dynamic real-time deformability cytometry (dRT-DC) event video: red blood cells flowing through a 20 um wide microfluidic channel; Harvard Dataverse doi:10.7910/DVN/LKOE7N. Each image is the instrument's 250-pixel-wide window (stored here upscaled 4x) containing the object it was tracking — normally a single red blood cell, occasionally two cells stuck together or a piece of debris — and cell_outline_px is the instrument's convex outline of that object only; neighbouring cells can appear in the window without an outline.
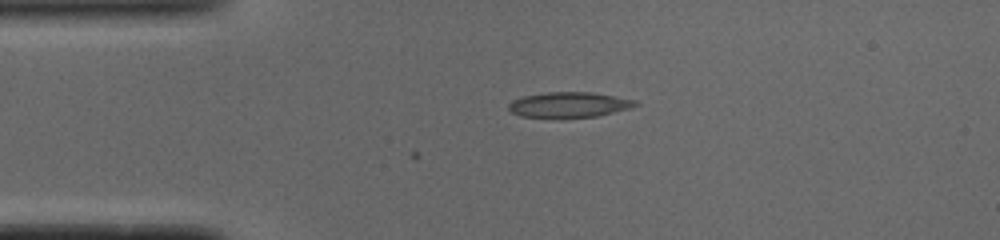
{"species": "common noctule bat (a hibernating species)", "species_latin": "Nyctalus noctula", "temperature_condition": "cold", "stored_images_in_passage": 2, "camera_frame_rate_fps": 3000, "um_per_image_px": 0.085, "animal": {"sex": "male", "body_mass_g": 19.0, "forearm_length_mm": 50.8}, "frame": {"image": 1, "passage_image": 2, "time_ms": 0.333, "image_size_px": [1000, 240], "cell_outline_px": [[640, 104], [628, 108], [596, 116], [560, 120], [520, 116], [512, 112], [508, 108], [508, 104], [512, 100], [524, 96], [548, 92], [592, 92], [636, 100]], "centroid_in_image_um": [48.31, 8.93], "position_along_channel_um": 36.7, "area_um2": 19.19}}